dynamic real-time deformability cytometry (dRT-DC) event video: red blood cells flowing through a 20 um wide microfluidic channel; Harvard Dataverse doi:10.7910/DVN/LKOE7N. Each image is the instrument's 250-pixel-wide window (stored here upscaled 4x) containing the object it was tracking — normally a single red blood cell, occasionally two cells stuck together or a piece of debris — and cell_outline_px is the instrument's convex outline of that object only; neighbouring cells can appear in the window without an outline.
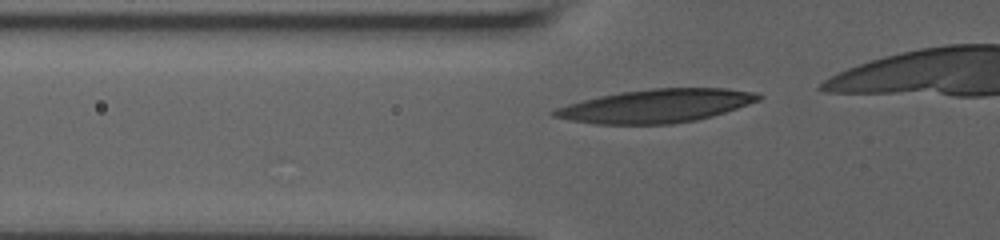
{"species": "human", "species_latin": "Homo sapiens", "temperature_condition": "room temperature", "stored_images_in_passage": 4, "camera_frame_rate_fps": 3000, "um_per_image_px": 0.085, "donor": {"sex": "male"}, "frame": {"image": 1, "passage_image": 2, "time_ms": 0.333, "image_size_px": [1000, 240], "cell_outline_px": [[764, 96], [760, 100], [712, 116], [696, 120], [672, 124], [596, 124], [568, 120], [552, 116], [548, 112], [556, 108], [568, 104], [600, 96], [620, 92], [652, 88], [728, 88], [756, 92]], "centroid_in_image_um": [55.77, 9.0], "position_along_channel_um": 70.0, "area_um2": 39.77}}